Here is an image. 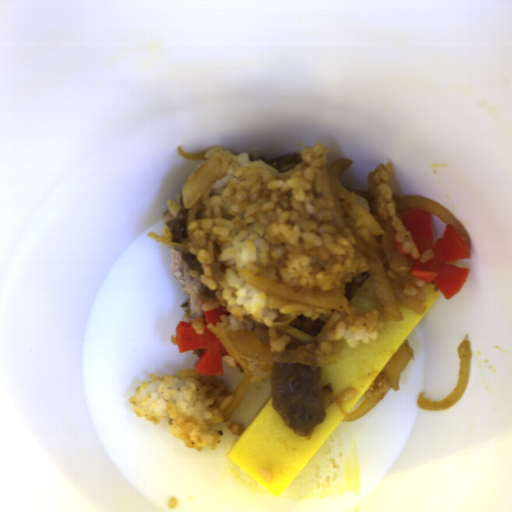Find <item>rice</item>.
I'll list each match as a JSON object with an SVG mask.
<instances>
[{"label":"rice","instance_id":"obj_10","mask_svg":"<svg viewBox=\"0 0 512 512\" xmlns=\"http://www.w3.org/2000/svg\"><path fill=\"white\" fill-rule=\"evenodd\" d=\"M228 430L235 434L236 436H243L245 433V427L240 423L230 422L227 426Z\"/></svg>","mask_w":512,"mask_h":512},{"label":"rice","instance_id":"obj_2","mask_svg":"<svg viewBox=\"0 0 512 512\" xmlns=\"http://www.w3.org/2000/svg\"><path fill=\"white\" fill-rule=\"evenodd\" d=\"M149 377L130 397L133 413L154 425L167 421L168 433L188 448L216 450L220 442L216 426L225 421L224 412L234 399L227 383L215 375H200L195 368Z\"/></svg>","mask_w":512,"mask_h":512},{"label":"rice","instance_id":"obj_1","mask_svg":"<svg viewBox=\"0 0 512 512\" xmlns=\"http://www.w3.org/2000/svg\"><path fill=\"white\" fill-rule=\"evenodd\" d=\"M214 156L223 171L202 194L190 222L200 249L190 247L202 266L200 281L223 306L217 326L227 332L252 331L273 350H286L292 338L270 322L309 316L328 323L323 306L281 300L246 282L239 270L281 286L316 295L344 296L355 276L369 271V260L354 242L334 200L329 149L303 146L299 165L278 172L247 152L234 155L214 147L186 179Z\"/></svg>","mask_w":512,"mask_h":512},{"label":"rice","instance_id":"obj_3","mask_svg":"<svg viewBox=\"0 0 512 512\" xmlns=\"http://www.w3.org/2000/svg\"><path fill=\"white\" fill-rule=\"evenodd\" d=\"M385 327V321L379 318V310L359 313L347 306L326 338L319 343L317 354H338L343 348L341 340L354 349L360 340L366 344L378 338L379 332Z\"/></svg>","mask_w":512,"mask_h":512},{"label":"rice","instance_id":"obj_7","mask_svg":"<svg viewBox=\"0 0 512 512\" xmlns=\"http://www.w3.org/2000/svg\"><path fill=\"white\" fill-rule=\"evenodd\" d=\"M177 201H174L172 200L171 198H169L166 203H167V206H168V210L169 212L173 215V217H176V215L178 214V212L185 208L183 202H182V193H177L175 195Z\"/></svg>","mask_w":512,"mask_h":512},{"label":"rice","instance_id":"obj_11","mask_svg":"<svg viewBox=\"0 0 512 512\" xmlns=\"http://www.w3.org/2000/svg\"><path fill=\"white\" fill-rule=\"evenodd\" d=\"M223 361L230 367H237V361L231 355L222 356Z\"/></svg>","mask_w":512,"mask_h":512},{"label":"rice","instance_id":"obj_8","mask_svg":"<svg viewBox=\"0 0 512 512\" xmlns=\"http://www.w3.org/2000/svg\"><path fill=\"white\" fill-rule=\"evenodd\" d=\"M360 394L359 389L348 387L345 390L341 391L338 395V401L347 402L351 401L355 397H358Z\"/></svg>","mask_w":512,"mask_h":512},{"label":"rice","instance_id":"obj_5","mask_svg":"<svg viewBox=\"0 0 512 512\" xmlns=\"http://www.w3.org/2000/svg\"><path fill=\"white\" fill-rule=\"evenodd\" d=\"M426 283L427 281L416 278L410 273L409 278L401 291L404 295L415 297L420 302H423L425 300L423 288Z\"/></svg>","mask_w":512,"mask_h":512},{"label":"rice","instance_id":"obj_4","mask_svg":"<svg viewBox=\"0 0 512 512\" xmlns=\"http://www.w3.org/2000/svg\"><path fill=\"white\" fill-rule=\"evenodd\" d=\"M375 180L378 184V199H377V210L382 218L390 219L392 222V228L397 231L394 237L401 245V249L411 255L412 258L417 259L421 262H427L433 258V250L426 249L423 252H419L409 228H405L399 214L397 213L398 208L394 199V192L391 187L390 180L395 174L394 163L391 161L387 164L380 163L375 168Z\"/></svg>","mask_w":512,"mask_h":512},{"label":"rice","instance_id":"obj_9","mask_svg":"<svg viewBox=\"0 0 512 512\" xmlns=\"http://www.w3.org/2000/svg\"><path fill=\"white\" fill-rule=\"evenodd\" d=\"M205 322H206L205 314H201V315L197 316L196 318H194L190 323L193 326L196 334L202 335L205 332Z\"/></svg>","mask_w":512,"mask_h":512},{"label":"rice","instance_id":"obj_6","mask_svg":"<svg viewBox=\"0 0 512 512\" xmlns=\"http://www.w3.org/2000/svg\"><path fill=\"white\" fill-rule=\"evenodd\" d=\"M245 362L250 369L249 382L271 377V368L268 371H260L257 361L245 357Z\"/></svg>","mask_w":512,"mask_h":512}]
</instances>
